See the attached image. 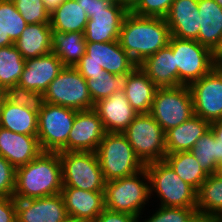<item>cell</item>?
Instances as JSON below:
<instances>
[{"label": "cell", "instance_id": "cell-1", "mask_svg": "<svg viewBox=\"0 0 222 222\" xmlns=\"http://www.w3.org/2000/svg\"><path fill=\"white\" fill-rule=\"evenodd\" d=\"M170 29L165 18L144 17L128 12L123 19L118 41L139 65L169 44Z\"/></svg>", "mask_w": 222, "mask_h": 222}, {"label": "cell", "instance_id": "cell-2", "mask_svg": "<svg viewBox=\"0 0 222 222\" xmlns=\"http://www.w3.org/2000/svg\"><path fill=\"white\" fill-rule=\"evenodd\" d=\"M62 166L59 152H41L28 164L16 169L13 198L36 199L61 193Z\"/></svg>", "mask_w": 222, "mask_h": 222}, {"label": "cell", "instance_id": "cell-3", "mask_svg": "<svg viewBox=\"0 0 222 222\" xmlns=\"http://www.w3.org/2000/svg\"><path fill=\"white\" fill-rule=\"evenodd\" d=\"M151 196L149 176L145 168L134 175L105 183V208L131 214L138 219Z\"/></svg>", "mask_w": 222, "mask_h": 222}, {"label": "cell", "instance_id": "cell-4", "mask_svg": "<svg viewBox=\"0 0 222 222\" xmlns=\"http://www.w3.org/2000/svg\"><path fill=\"white\" fill-rule=\"evenodd\" d=\"M96 154L106 182L134 175L145 168L123 133L106 132Z\"/></svg>", "mask_w": 222, "mask_h": 222}, {"label": "cell", "instance_id": "cell-5", "mask_svg": "<svg viewBox=\"0 0 222 222\" xmlns=\"http://www.w3.org/2000/svg\"><path fill=\"white\" fill-rule=\"evenodd\" d=\"M145 169L149 176L150 194H157L160 206L197 207V191L183 181L165 160L146 164Z\"/></svg>", "mask_w": 222, "mask_h": 222}, {"label": "cell", "instance_id": "cell-6", "mask_svg": "<svg viewBox=\"0 0 222 222\" xmlns=\"http://www.w3.org/2000/svg\"><path fill=\"white\" fill-rule=\"evenodd\" d=\"M169 45L172 47L175 68L178 70V86H189L221 62L216 54L196 40L171 36Z\"/></svg>", "mask_w": 222, "mask_h": 222}, {"label": "cell", "instance_id": "cell-7", "mask_svg": "<svg viewBox=\"0 0 222 222\" xmlns=\"http://www.w3.org/2000/svg\"><path fill=\"white\" fill-rule=\"evenodd\" d=\"M122 133L144 165L164 160L165 131L149 113L138 114Z\"/></svg>", "mask_w": 222, "mask_h": 222}, {"label": "cell", "instance_id": "cell-8", "mask_svg": "<svg viewBox=\"0 0 222 222\" xmlns=\"http://www.w3.org/2000/svg\"><path fill=\"white\" fill-rule=\"evenodd\" d=\"M63 187L97 192L105 190V179L96 152H59Z\"/></svg>", "mask_w": 222, "mask_h": 222}, {"label": "cell", "instance_id": "cell-9", "mask_svg": "<svg viewBox=\"0 0 222 222\" xmlns=\"http://www.w3.org/2000/svg\"><path fill=\"white\" fill-rule=\"evenodd\" d=\"M77 111L44 102L38 113L37 138L42 152H67V140Z\"/></svg>", "mask_w": 222, "mask_h": 222}, {"label": "cell", "instance_id": "cell-10", "mask_svg": "<svg viewBox=\"0 0 222 222\" xmlns=\"http://www.w3.org/2000/svg\"><path fill=\"white\" fill-rule=\"evenodd\" d=\"M165 133L194 116L193 99L187 85L158 88L149 113Z\"/></svg>", "mask_w": 222, "mask_h": 222}, {"label": "cell", "instance_id": "cell-11", "mask_svg": "<svg viewBox=\"0 0 222 222\" xmlns=\"http://www.w3.org/2000/svg\"><path fill=\"white\" fill-rule=\"evenodd\" d=\"M44 102L76 111L93 109L86 79L75 67H64L44 92Z\"/></svg>", "mask_w": 222, "mask_h": 222}, {"label": "cell", "instance_id": "cell-12", "mask_svg": "<svg viewBox=\"0 0 222 222\" xmlns=\"http://www.w3.org/2000/svg\"><path fill=\"white\" fill-rule=\"evenodd\" d=\"M194 115L210 123L222 119V62L189 86Z\"/></svg>", "mask_w": 222, "mask_h": 222}, {"label": "cell", "instance_id": "cell-13", "mask_svg": "<svg viewBox=\"0 0 222 222\" xmlns=\"http://www.w3.org/2000/svg\"><path fill=\"white\" fill-rule=\"evenodd\" d=\"M106 134L102 120L93 109L77 111L67 140V151L96 152Z\"/></svg>", "mask_w": 222, "mask_h": 222}, {"label": "cell", "instance_id": "cell-14", "mask_svg": "<svg viewBox=\"0 0 222 222\" xmlns=\"http://www.w3.org/2000/svg\"><path fill=\"white\" fill-rule=\"evenodd\" d=\"M80 62H95L112 74L132 72L138 65L122 49L118 40L112 42H86V51Z\"/></svg>", "mask_w": 222, "mask_h": 222}, {"label": "cell", "instance_id": "cell-15", "mask_svg": "<svg viewBox=\"0 0 222 222\" xmlns=\"http://www.w3.org/2000/svg\"><path fill=\"white\" fill-rule=\"evenodd\" d=\"M67 217L61 193L36 199H16L17 222H61Z\"/></svg>", "mask_w": 222, "mask_h": 222}, {"label": "cell", "instance_id": "cell-16", "mask_svg": "<svg viewBox=\"0 0 222 222\" xmlns=\"http://www.w3.org/2000/svg\"><path fill=\"white\" fill-rule=\"evenodd\" d=\"M128 11L121 4L99 9L88 19L84 30L86 42H112L119 38L124 17Z\"/></svg>", "mask_w": 222, "mask_h": 222}, {"label": "cell", "instance_id": "cell-17", "mask_svg": "<svg viewBox=\"0 0 222 222\" xmlns=\"http://www.w3.org/2000/svg\"><path fill=\"white\" fill-rule=\"evenodd\" d=\"M63 68L61 60L53 52L26 59L18 84L28 90L44 94L48 85Z\"/></svg>", "mask_w": 222, "mask_h": 222}, {"label": "cell", "instance_id": "cell-18", "mask_svg": "<svg viewBox=\"0 0 222 222\" xmlns=\"http://www.w3.org/2000/svg\"><path fill=\"white\" fill-rule=\"evenodd\" d=\"M93 110L102 120L106 132L122 133L138 115L124 92H116L96 101Z\"/></svg>", "mask_w": 222, "mask_h": 222}, {"label": "cell", "instance_id": "cell-19", "mask_svg": "<svg viewBox=\"0 0 222 222\" xmlns=\"http://www.w3.org/2000/svg\"><path fill=\"white\" fill-rule=\"evenodd\" d=\"M61 195L67 216L81 222H93L105 209L104 191H87L75 187H63Z\"/></svg>", "mask_w": 222, "mask_h": 222}, {"label": "cell", "instance_id": "cell-20", "mask_svg": "<svg viewBox=\"0 0 222 222\" xmlns=\"http://www.w3.org/2000/svg\"><path fill=\"white\" fill-rule=\"evenodd\" d=\"M42 152L37 135L15 133L0 127V155L16 169Z\"/></svg>", "mask_w": 222, "mask_h": 222}, {"label": "cell", "instance_id": "cell-21", "mask_svg": "<svg viewBox=\"0 0 222 222\" xmlns=\"http://www.w3.org/2000/svg\"><path fill=\"white\" fill-rule=\"evenodd\" d=\"M198 0H175L165 17L171 36L198 41L200 30Z\"/></svg>", "mask_w": 222, "mask_h": 222}, {"label": "cell", "instance_id": "cell-22", "mask_svg": "<svg viewBox=\"0 0 222 222\" xmlns=\"http://www.w3.org/2000/svg\"><path fill=\"white\" fill-rule=\"evenodd\" d=\"M200 30L198 42L222 60V7L214 0H198Z\"/></svg>", "mask_w": 222, "mask_h": 222}, {"label": "cell", "instance_id": "cell-23", "mask_svg": "<svg viewBox=\"0 0 222 222\" xmlns=\"http://www.w3.org/2000/svg\"><path fill=\"white\" fill-rule=\"evenodd\" d=\"M138 66L158 88L178 87V70L175 68V57L169 44Z\"/></svg>", "mask_w": 222, "mask_h": 222}, {"label": "cell", "instance_id": "cell-24", "mask_svg": "<svg viewBox=\"0 0 222 222\" xmlns=\"http://www.w3.org/2000/svg\"><path fill=\"white\" fill-rule=\"evenodd\" d=\"M210 122L194 115L165 133L167 154L190 151L196 141L210 129Z\"/></svg>", "mask_w": 222, "mask_h": 222}, {"label": "cell", "instance_id": "cell-25", "mask_svg": "<svg viewBox=\"0 0 222 222\" xmlns=\"http://www.w3.org/2000/svg\"><path fill=\"white\" fill-rule=\"evenodd\" d=\"M52 40L50 23L28 24L14 45L26 60L52 52Z\"/></svg>", "mask_w": 222, "mask_h": 222}, {"label": "cell", "instance_id": "cell-26", "mask_svg": "<svg viewBox=\"0 0 222 222\" xmlns=\"http://www.w3.org/2000/svg\"><path fill=\"white\" fill-rule=\"evenodd\" d=\"M157 89L146 73L137 66L128 77L124 93L138 114H148Z\"/></svg>", "mask_w": 222, "mask_h": 222}, {"label": "cell", "instance_id": "cell-27", "mask_svg": "<svg viewBox=\"0 0 222 222\" xmlns=\"http://www.w3.org/2000/svg\"><path fill=\"white\" fill-rule=\"evenodd\" d=\"M0 127L15 133L37 135L38 113L4 99L0 110Z\"/></svg>", "mask_w": 222, "mask_h": 222}, {"label": "cell", "instance_id": "cell-28", "mask_svg": "<svg viewBox=\"0 0 222 222\" xmlns=\"http://www.w3.org/2000/svg\"><path fill=\"white\" fill-rule=\"evenodd\" d=\"M88 16L76 0H64L50 13L53 33L83 32Z\"/></svg>", "mask_w": 222, "mask_h": 222}, {"label": "cell", "instance_id": "cell-29", "mask_svg": "<svg viewBox=\"0 0 222 222\" xmlns=\"http://www.w3.org/2000/svg\"><path fill=\"white\" fill-rule=\"evenodd\" d=\"M86 51L83 32L53 33L52 52L64 67H75Z\"/></svg>", "mask_w": 222, "mask_h": 222}, {"label": "cell", "instance_id": "cell-30", "mask_svg": "<svg viewBox=\"0 0 222 222\" xmlns=\"http://www.w3.org/2000/svg\"><path fill=\"white\" fill-rule=\"evenodd\" d=\"M164 160L183 181L196 191L207 179L208 174L200 167V163L190 151L166 154Z\"/></svg>", "mask_w": 222, "mask_h": 222}, {"label": "cell", "instance_id": "cell-31", "mask_svg": "<svg viewBox=\"0 0 222 222\" xmlns=\"http://www.w3.org/2000/svg\"><path fill=\"white\" fill-rule=\"evenodd\" d=\"M197 210L202 216L222 217V178L207 176L197 191Z\"/></svg>", "mask_w": 222, "mask_h": 222}, {"label": "cell", "instance_id": "cell-32", "mask_svg": "<svg viewBox=\"0 0 222 222\" xmlns=\"http://www.w3.org/2000/svg\"><path fill=\"white\" fill-rule=\"evenodd\" d=\"M190 152L208 175L215 174L218 163L222 161V143L211 129L196 141Z\"/></svg>", "mask_w": 222, "mask_h": 222}, {"label": "cell", "instance_id": "cell-33", "mask_svg": "<svg viewBox=\"0 0 222 222\" xmlns=\"http://www.w3.org/2000/svg\"><path fill=\"white\" fill-rule=\"evenodd\" d=\"M25 67V59L14 44L0 48V86L5 90L18 84Z\"/></svg>", "mask_w": 222, "mask_h": 222}, {"label": "cell", "instance_id": "cell-34", "mask_svg": "<svg viewBox=\"0 0 222 222\" xmlns=\"http://www.w3.org/2000/svg\"><path fill=\"white\" fill-rule=\"evenodd\" d=\"M130 74L131 72H126L115 75L105 71V74L86 79L92 101L95 103L100 99L109 97L113 93L124 92Z\"/></svg>", "mask_w": 222, "mask_h": 222}, {"label": "cell", "instance_id": "cell-35", "mask_svg": "<svg viewBox=\"0 0 222 222\" xmlns=\"http://www.w3.org/2000/svg\"><path fill=\"white\" fill-rule=\"evenodd\" d=\"M27 25L11 0H0V31L5 36L15 43Z\"/></svg>", "mask_w": 222, "mask_h": 222}, {"label": "cell", "instance_id": "cell-36", "mask_svg": "<svg viewBox=\"0 0 222 222\" xmlns=\"http://www.w3.org/2000/svg\"><path fill=\"white\" fill-rule=\"evenodd\" d=\"M5 99L17 106L27 107L35 113H39L44 104L43 93L28 90L19 84L5 89Z\"/></svg>", "mask_w": 222, "mask_h": 222}, {"label": "cell", "instance_id": "cell-37", "mask_svg": "<svg viewBox=\"0 0 222 222\" xmlns=\"http://www.w3.org/2000/svg\"><path fill=\"white\" fill-rule=\"evenodd\" d=\"M27 24L50 23V11L42 0H11Z\"/></svg>", "mask_w": 222, "mask_h": 222}, {"label": "cell", "instance_id": "cell-38", "mask_svg": "<svg viewBox=\"0 0 222 222\" xmlns=\"http://www.w3.org/2000/svg\"><path fill=\"white\" fill-rule=\"evenodd\" d=\"M152 216L142 222H194L199 216L196 207H164L159 206ZM138 222H141L138 219Z\"/></svg>", "mask_w": 222, "mask_h": 222}, {"label": "cell", "instance_id": "cell-39", "mask_svg": "<svg viewBox=\"0 0 222 222\" xmlns=\"http://www.w3.org/2000/svg\"><path fill=\"white\" fill-rule=\"evenodd\" d=\"M174 1L175 0H141L131 12L138 16L165 18Z\"/></svg>", "mask_w": 222, "mask_h": 222}, {"label": "cell", "instance_id": "cell-40", "mask_svg": "<svg viewBox=\"0 0 222 222\" xmlns=\"http://www.w3.org/2000/svg\"><path fill=\"white\" fill-rule=\"evenodd\" d=\"M16 168L0 155V197H13Z\"/></svg>", "mask_w": 222, "mask_h": 222}, {"label": "cell", "instance_id": "cell-41", "mask_svg": "<svg viewBox=\"0 0 222 222\" xmlns=\"http://www.w3.org/2000/svg\"><path fill=\"white\" fill-rule=\"evenodd\" d=\"M0 222H17L16 199L0 197Z\"/></svg>", "mask_w": 222, "mask_h": 222}, {"label": "cell", "instance_id": "cell-42", "mask_svg": "<svg viewBox=\"0 0 222 222\" xmlns=\"http://www.w3.org/2000/svg\"><path fill=\"white\" fill-rule=\"evenodd\" d=\"M93 222H138V218L123 212L104 209Z\"/></svg>", "mask_w": 222, "mask_h": 222}, {"label": "cell", "instance_id": "cell-43", "mask_svg": "<svg viewBox=\"0 0 222 222\" xmlns=\"http://www.w3.org/2000/svg\"><path fill=\"white\" fill-rule=\"evenodd\" d=\"M75 68L79 71L84 79H89L93 76L105 74L103 67L95 62H79Z\"/></svg>", "mask_w": 222, "mask_h": 222}, {"label": "cell", "instance_id": "cell-44", "mask_svg": "<svg viewBox=\"0 0 222 222\" xmlns=\"http://www.w3.org/2000/svg\"><path fill=\"white\" fill-rule=\"evenodd\" d=\"M81 5L88 18L99 9H107L111 4L102 0H76Z\"/></svg>", "mask_w": 222, "mask_h": 222}, {"label": "cell", "instance_id": "cell-45", "mask_svg": "<svg viewBox=\"0 0 222 222\" xmlns=\"http://www.w3.org/2000/svg\"><path fill=\"white\" fill-rule=\"evenodd\" d=\"M210 129L214 133L215 137L220 140V143H222V119L212 122L210 124Z\"/></svg>", "mask_w": 222, "mask_h": 222}, {"label": "cell", "instance_id": "cell-46", "mask_svg": "<svg viewBox=\"0 0 222 222\" xmlns=\"http://www.w3.org/2000/svg\"><path fill=\"white\" fill-rule=\"evenodd\" d=\"M141 0H121V5L128 11L131 12Z\"/></svg>", "mask_w": 222, "mask_h": 222}, {"label": "cell", "instance_id": "cell-47", "mask_svg": "<svg viewBox=\"0 0 222 222\" xmlns=\"http://www.w3.org/2000/svg\"><path fill=\"white\" fill-rule=\"evenodd\" d=\"M194 222H222V217L199 215Z\"/></svg>", "mask_w": 222, "mask_h": 222}, {"label": "cell", "instance_id": "cell-48", "mask_svg": "<svg viewBox=\"0 0 222 222\" xmlns=\"http://www.w3.org/2000/svg\"><path fill=\"white\" fill-rule=\"evenodd\" d=\"M45 3L46 8L52 12L57 6H59L64 0H42Z\"/></svg>", "mask_w": 222, "mask_h": 222}, {"label": "cell", "instance_id": "cell-49", "mask_svg": "<svg viewBox=\"0 0 222 222\" xmlns=\"http://www.w3.org/2000/svg\"><path fill=\"white\" fill-rule=\"evenodd\" d=\"M14 44V42L10 39L9 36H5V34L0 31V48L6 47Z\"/></svg>", "mask_w": 222, "mask_h": 222}, {"label": "cell", "instance_id": "cell-50", "mask_svg": "<svg viewBox=\"0 0 222 222\" xmlns=\"http://www.w3.org/2000/svg\"><path fill=\"white\" fill-rule=\"evenodd\" d=\"M215 175H217L219 178H222V161L218 163Z\"/></svg>", "mask_w": 222, "mask_h": 222}, {"label": "cell", "instance_id": "cell-51", "mask_svg": "<svg viewBox=\"0 0 222 222\" xmlns=\"http://www.w3.org/2000/svg\"><path fill=\"white\" fill-rule=\"evenodd\" d=\"M4 99H5V90L0 86V110Z\"/></svg>", "mask_w": 222, "mask_h": 222}, {"label": "cell", "instance_id": "cell-52", "mask_svg": "<svg viewBox=\"0 0 222 222\" xmlns=\"http://www.w3.org/2000/svg\"><path fill=\"white\" fill-rule=\"evenodd\" d=\"M61 222H81V221H78L77 219H74V218L68 216L67 218H65Z\"/></svg>", "mask_w": 222, "mask_h": 222}, {"label": "cell", "instance_id": "cell-53", "mask_svg": "<svg viewBox=\"0 0 222 222\" xmlns=\"http://www.w3.org/2000/svg\"><path fill=\"white\" fill-rule=\"evenodd\" d=\"M102 1H106L110 4H121V0H102Z\"/></svg>", "mask_w": 222, "mask_h": 222}, {"label": "cell", "instance_id": "cell-54", "mask_svg": "<svg viewBox=\"0 0 222 222\" xmlns=\"http://www.w3.org/2000/svg\"><path fill=\"white\" fill-rule=\"evenodd\" d=\"M220 7H222V0H214Z\"/></svg>", "mask_w": 222, "mask_h": 222}]
</instances>
